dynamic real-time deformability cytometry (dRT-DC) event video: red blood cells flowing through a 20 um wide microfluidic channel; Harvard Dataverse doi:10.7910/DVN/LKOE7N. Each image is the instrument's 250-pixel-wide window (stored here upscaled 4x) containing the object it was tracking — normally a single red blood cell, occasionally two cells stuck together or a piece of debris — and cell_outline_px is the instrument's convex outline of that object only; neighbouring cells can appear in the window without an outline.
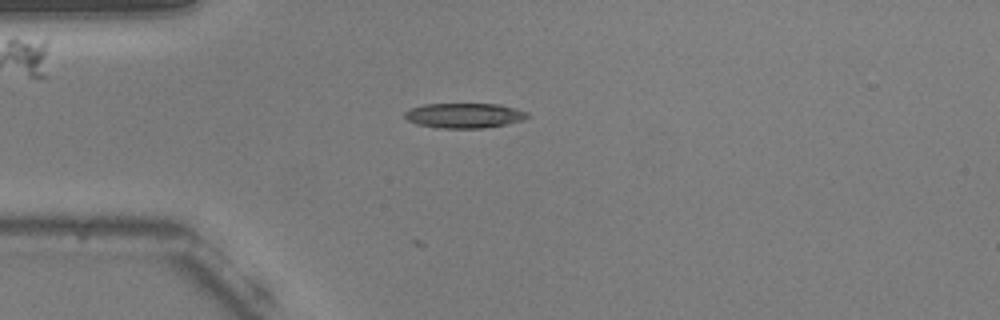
{"species": "common noctule bat (a hibernating species)", "species_latin": "Nyctalus noctula", "temperature_condition": "warm", "stored_images_in_passage": 2, "camera_frame_rate_fps": 3000, "um_per_image_px": 0.085, "animal": {"sex": "male", "body_mass_g": 20.5, "forearm_length_mm": 52.5}, "frame": {"image": 1, "passage_image": 2, "time_ms": 0.333, "image_size_px": [1000, 320], "cell_outline_px": [[528, 116], [524, 120], [508, 124], [484, 128], [436, 128], [416, 124], [408, 120], [404, 116], [404, 112], [408, 108], [424, 104], [500, 104], [516, 108], [528, 112]], "centroid_in_image_um": [39.46, 9.82], "position_along_channel_um": 45.5, "area_um2": 18.09}}